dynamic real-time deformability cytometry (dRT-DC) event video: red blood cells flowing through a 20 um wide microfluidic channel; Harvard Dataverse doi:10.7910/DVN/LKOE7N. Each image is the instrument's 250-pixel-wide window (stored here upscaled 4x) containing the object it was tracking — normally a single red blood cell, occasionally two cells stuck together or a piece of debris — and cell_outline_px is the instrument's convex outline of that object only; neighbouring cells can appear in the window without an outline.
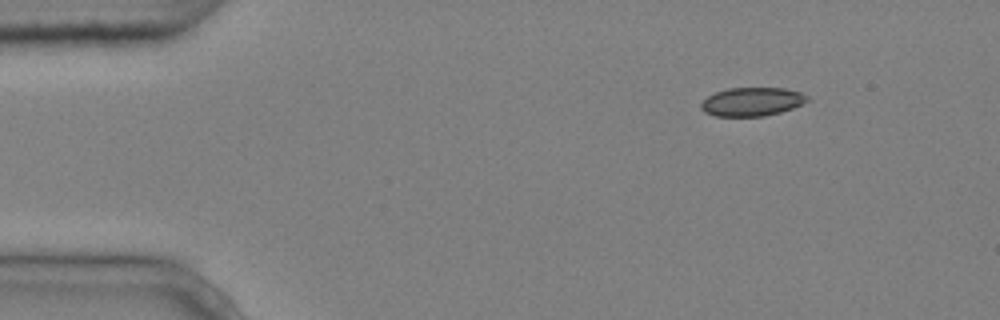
{"species": "common noctule bat (a hibernating species)", "species_latin": "Nyctalus noctula", "temperature_condition": "cold", "stored_images_in_passage": 15, "camera_frame_rate_fps": 3000, "um_per_image_px": 0.085, "animal": {"sex": "male", "body_mass_g": 20.4}, "frame": {"image": 1, "passage_image": 1, "time_ms": 0.0, "image_size_px": [1000, 320], "cell_outline_px": [[808, 100], [792, 108], [780, 112], [764, 116], [716, 116], [704, 112], [700, 108], [700, 104], [708, 96], [716, 92], [728, 88], [784, 88], [800, 92], [808, 96]], "centroid_in_image_um": [63.89, 8.64], "position_along_channel_um": 21.1, "area_um2": 17.57}}
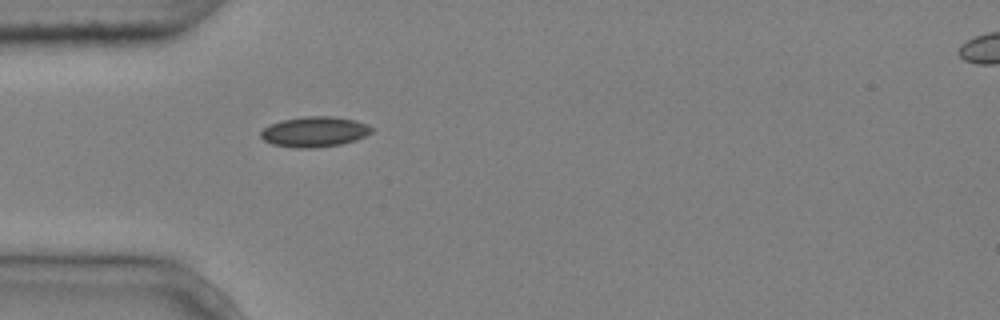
{"frame": {"image": 2, "passage_image": 3, "time_ms": 0.667, "image_size_px": [1000, 320], "cell_outline_px": [[372, 132], [356, 140], [340, 144], [316, 148], [292, 148], [272, 144], [264, 140], [260, 136], [260, 132], [264, 128], [280, 120], [308, 116], [332, 116], [352, 120], [368, 124], [372, 128]], "centroid_in_image_um": [26.71, 11.21], "position_along_channel_um": 58.3, "area_um2": 19.54}}